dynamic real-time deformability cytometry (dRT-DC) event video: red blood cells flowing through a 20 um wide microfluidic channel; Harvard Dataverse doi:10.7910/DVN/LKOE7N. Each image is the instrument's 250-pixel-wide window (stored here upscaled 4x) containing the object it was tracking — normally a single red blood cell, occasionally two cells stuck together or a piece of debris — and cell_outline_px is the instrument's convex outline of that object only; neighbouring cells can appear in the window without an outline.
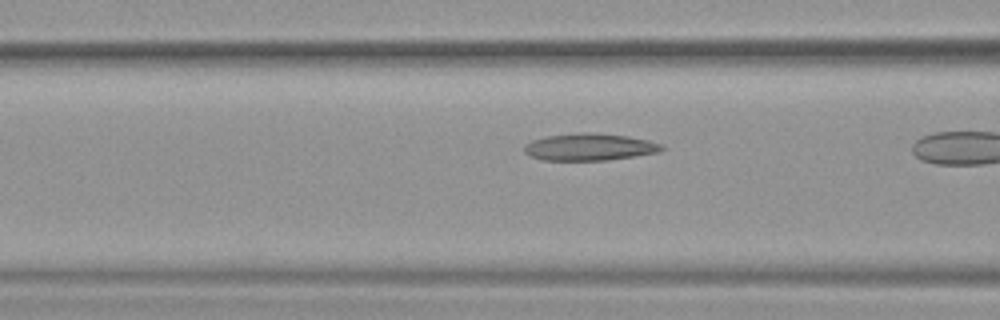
{"species": "common noctule bat (a hibernating species)", "species_latin": "Nyctalus noctula", "temperature_condition": "warm", "stored_images_in_passage": 22, "camera_frame_rate_fps": 3000, "um_per_image_px": 0.085, "animal": {"sex": "female", "body_mass_g": 19.9}, "frame": {"image": 1, "passage_image": 10, "time_ms": 3.0, "image_size_px": [1000, 320], "cell_outline_px": [[668, 148], [660, 152], [608, 160], [540, 160], [528, 156], [524, 152], [524, 144], [532, 140], [548, 136], [580, 132], [588, 132], [628, 136], [648, 140], [664, 144]], "centroid_in_image_um": [50.13, 12.5], "position_along_channel_um": 116.5, "area_um2": 21.96}}
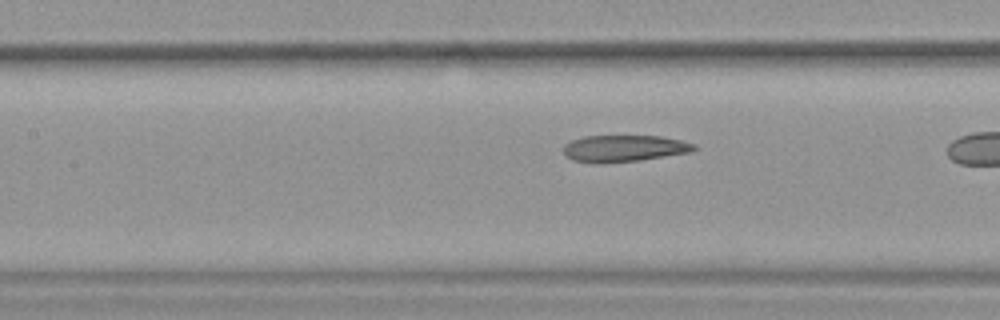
{"frame": {"image": 2, "passage_image": 13, "time_ms": 4.0, "image_size_px": [1000, 320], "cell_outline_px": [[700, 148], [692, 152], [640, 160], [572, 160], [564, 156], [564, 144], [572, 140], [584, 136], [660, 136], [680, 140], [696, 144]], "centroid_in_image_um": [53.15, 12.57], "position_along_channel_um": 154.3, "area_um2": 19.59}}